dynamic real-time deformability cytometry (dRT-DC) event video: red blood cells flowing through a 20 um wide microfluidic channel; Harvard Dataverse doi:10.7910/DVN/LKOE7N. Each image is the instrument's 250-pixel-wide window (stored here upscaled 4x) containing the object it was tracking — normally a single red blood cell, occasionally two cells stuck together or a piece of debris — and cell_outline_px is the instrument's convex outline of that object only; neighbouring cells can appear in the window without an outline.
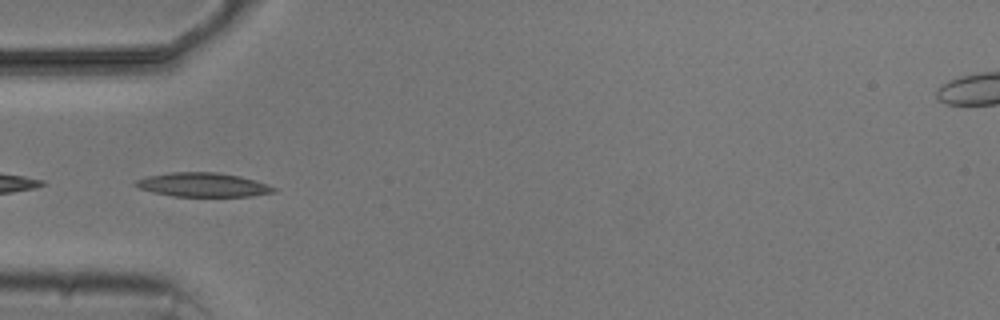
{"species": "common noctule bat (a hibernating species)", "species_latin": "Nyctalus noctula", "temperature_condition": "cold", "stored_images_in_passage": 3, "camera_frame_rate_fps": 3000, "um_per_image_px": 0.085, "animal": {"sex": "male", "body_mass_g": 20.5, "forearm_length_mm": 52.5}, "frame": {"image": 1, "passage_image": 3, "time_ms": 3.0, "image_size_px": [1000, 320], "cell_outline_px": [[276, 192], [252, 196], [172, 196], [152, 192], [140, 188], [132, 184], [136, 180], [148, 176], [172, 172], [216, 172], [240, 176], [256, 180], [276, 188]], "centroid_in_image_um": [17.25, 15.71], "position_along_channel_um": 67.7, "area_um2": 19.31}}